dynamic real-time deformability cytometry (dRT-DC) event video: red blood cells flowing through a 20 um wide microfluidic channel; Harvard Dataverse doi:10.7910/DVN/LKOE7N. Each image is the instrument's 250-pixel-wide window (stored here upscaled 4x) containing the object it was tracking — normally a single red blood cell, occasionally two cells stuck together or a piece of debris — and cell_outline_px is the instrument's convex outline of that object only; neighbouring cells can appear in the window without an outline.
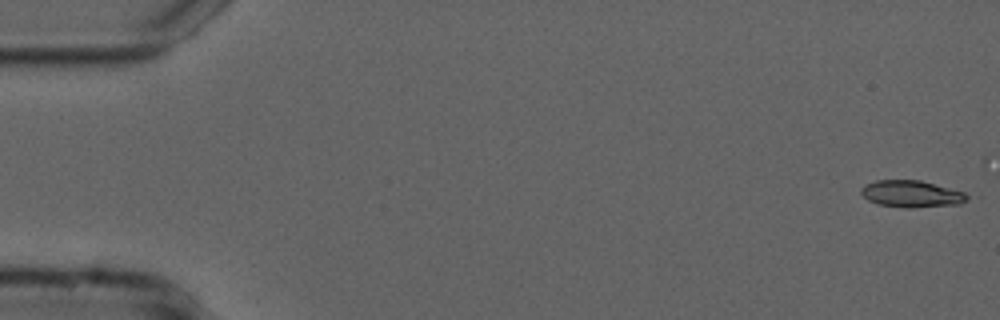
{"species": "common noctule bat (a hibernating species)", "species_latin": "Nyctalus noctula", "temperature_condition": "cold", "stored_images_in_passage": 16, "camera_frame_rate_fps": 3000, "um_per_image_px": 0.085, "animal": {"sex": "male", "forearm_length_mm": 52.5}, "frame": {"image": 1, "passage_image": 1, "time_ms": 0.0, "image_size_px": [1000, 320], "cell_outline_px": [[972, 196], [968, 200], [960, 204], [912, 208], [904, 208], [880, 204], [868, 200], [860, 192], [860, 188], [864, 184], [876, 180], [920, 180], [964, 192]], "centroid_in_image_um": [77.5, 16.48], "position_along_channel_um": 7.5, "area_um2": 16.7}}
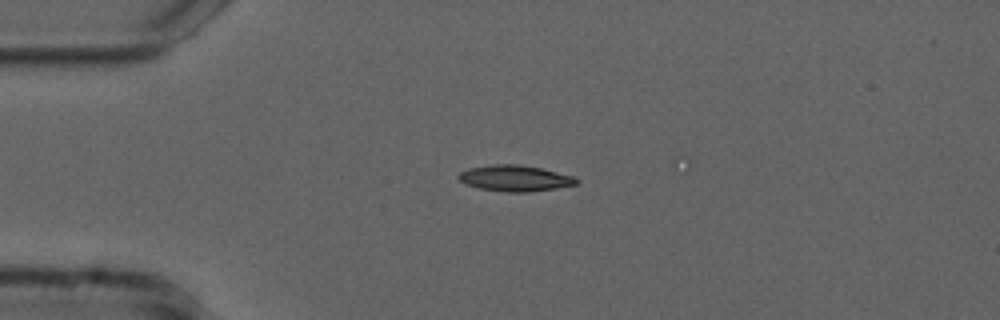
{"frame": {"image": 2, "passage_image": 13, "time_ms": 4.0, "image_size_px": [1000, 320], "cell_outline_px": [[580, 180], [576, 184], [556, 188], [528, 192], [508, 192], [480, 188], [464, 184], [456, 176], [460, 172], [468, 168], [492, 164], [520, 164], [540, 168], [572, 176]], "centroid_in_image_um": [43.73, 15.14], "position_along_channel_um": 41.3, "area_um2": 17.8}}